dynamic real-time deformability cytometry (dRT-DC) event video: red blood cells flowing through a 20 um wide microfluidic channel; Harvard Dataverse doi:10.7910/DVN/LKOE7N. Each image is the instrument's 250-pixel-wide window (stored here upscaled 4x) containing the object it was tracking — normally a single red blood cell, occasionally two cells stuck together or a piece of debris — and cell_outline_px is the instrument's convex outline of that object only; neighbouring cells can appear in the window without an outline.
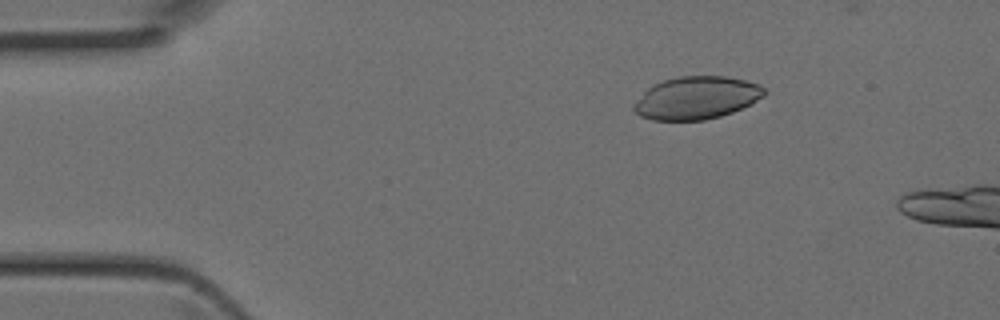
{"species": "Egyptian fruit bat (a non-hibernating species)", "species_latin": "Rousettus aegyptiacus", "temperature_condition": "room temperature", "stored_images_in_passage": 4, "camera_frame_rate_fps": 3000, "um_per_image_px": 0.085, "animal": {"sex": "female"}, "frame": {"image": 1, "passage_image": 1, "time_ms": 0.0, "image_size_px": [1000, 320], "cell_outline_px": [[768, 92], [764, 96], [732, 112], [720, 116], [704, 120], [652, 120], [640, 116], [632, 108], [632, 104], [648, 88], [664, 80], [680, 76], [724, 76], [744, 80], [760, 84]], "centroid_in_image_um": [59.19, 8.32], "position_along_channel_um": 25.8, "area_um2": 32.25}}